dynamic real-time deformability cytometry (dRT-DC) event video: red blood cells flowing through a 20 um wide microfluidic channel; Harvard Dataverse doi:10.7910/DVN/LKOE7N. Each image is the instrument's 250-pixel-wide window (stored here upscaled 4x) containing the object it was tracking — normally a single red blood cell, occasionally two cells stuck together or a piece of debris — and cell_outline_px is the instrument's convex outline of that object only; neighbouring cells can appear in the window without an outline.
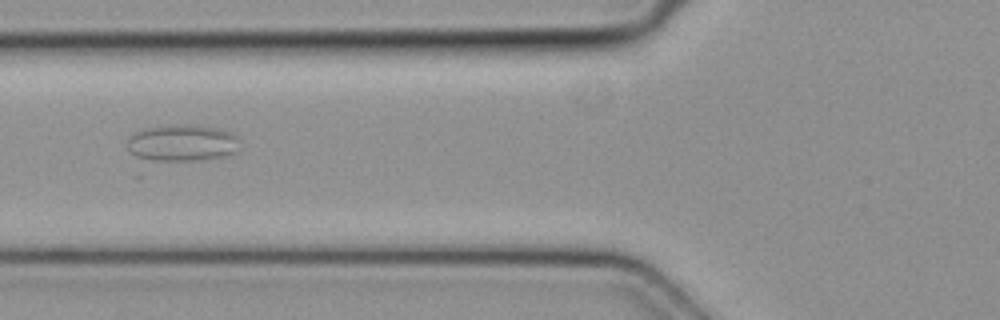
{"species": "common noctule bat (a hibernating species)", "species_latin": "Nyctalus noctula", "temperature_condition": "cold", "stored_images_in_passage": 3, "camera_frame_rate_fps": 3000, "um_per_image_px": 0.085, "animal": {"sex": "female", "body_mass_g": 19.3, "forearm_length_mm": 54.1}, "frame": {"image": 1, "passage_image": 2, "time_ms": 0.333, "image_size_px": [1000, 320], "cell_outline_px": [[240, 152], [228, 156], [204, 160], [152, 160], [136, 156], [128, 152], [128, 136], [136, 132], [148, 128], [172, 124], [196, 124], [220, 128], [232, 132], [240, 140]], "centroid_in_image_um": [15.58, 12.14], "position_along_channel_um": 110.2, "area_um2": 24.68}}